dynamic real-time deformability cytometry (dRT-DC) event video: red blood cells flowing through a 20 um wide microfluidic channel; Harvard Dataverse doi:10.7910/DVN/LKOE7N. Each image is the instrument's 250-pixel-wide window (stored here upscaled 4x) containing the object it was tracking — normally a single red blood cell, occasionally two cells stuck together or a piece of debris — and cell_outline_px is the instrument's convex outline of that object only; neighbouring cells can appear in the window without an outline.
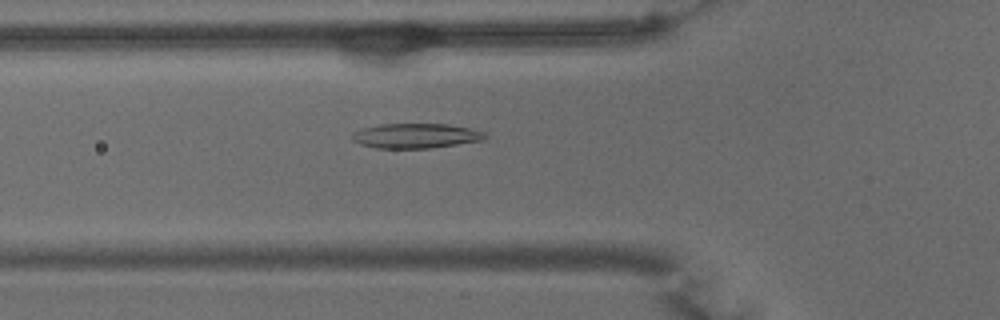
{"species": "common noctule bat (a hibernating species)", "species_latin": "Nyctalus noctula", "temperature_condition": "warm", "stored_images_in_passage": 54, "camera_frame_rate_fps": 3000, "um_per_image_px": 0.085, "animal": {"sex": "male", "body_mass_g": 15.6}, "frame": {"image": 1, "passage_image": 19, "time_ms": 6.0, "image_size_px": [1000, 320], "cell_outline_px": [[488, 136], [484, 140], [432, 148], [376, 148], [360, 144], [352, 140], [352, 132], [360, 128], [380, 124], [448, 124], [468, 128], [484, 132]], "centroid_in_image_um": [35.32, 11.54], "position_along_channel_um": 90.5, "area_um2": 19.31}}
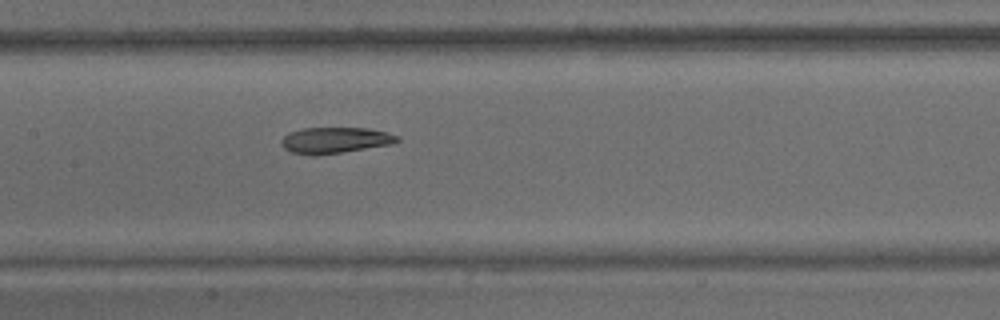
{"frame": {"image": 2, "passage_image": 26, "time_ms": 8.333, "image_size_px": [1000, 320], "cell_outline_px": [[400, 140], [392, 144], [340, 152], [292, 152], [284, 148], [280, 144], [280, 140], [288, 132], [304, 128], [368, 128], [388, 132], [396, 136]], "centroid_in_image_um": [28.5, 11.87], "position_along_channel_um": 178.9, "area_um2": 16.82}}
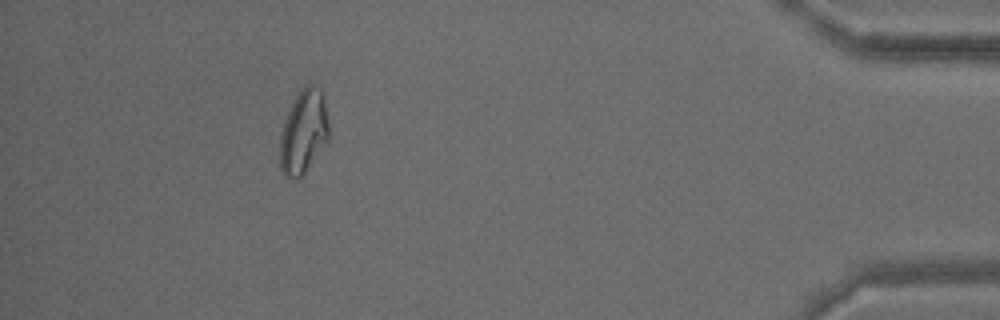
{"frame": {"image": 3, "passage_image": 49, "time_ms": 16.0, "image_size_px": [1000, 320], "cell_outline_px": [[328, 140], [304, 172], [296, 180], [284, 176], [280, 168], [280, 132], [284, 120], [296, 96], [304, 84], [312, 84], [320, 88], [324, 92], [328, 124]], "centroid_in_image_um": [25.79, 11.17], "position_along_channel_um": 409.4, "area_um2": 23.87}, "authors_computed_cell_mechanics": {"area_um2": 20.3745, "velocity_mm_per_s": 3.7486, "shape_relaxation_time_tau1_ms": null, "shape_relaxation_time_tau2_ms": 3.7049, "deformation_change_tau1": null, "deformation_change_tau2": 0.1051}}